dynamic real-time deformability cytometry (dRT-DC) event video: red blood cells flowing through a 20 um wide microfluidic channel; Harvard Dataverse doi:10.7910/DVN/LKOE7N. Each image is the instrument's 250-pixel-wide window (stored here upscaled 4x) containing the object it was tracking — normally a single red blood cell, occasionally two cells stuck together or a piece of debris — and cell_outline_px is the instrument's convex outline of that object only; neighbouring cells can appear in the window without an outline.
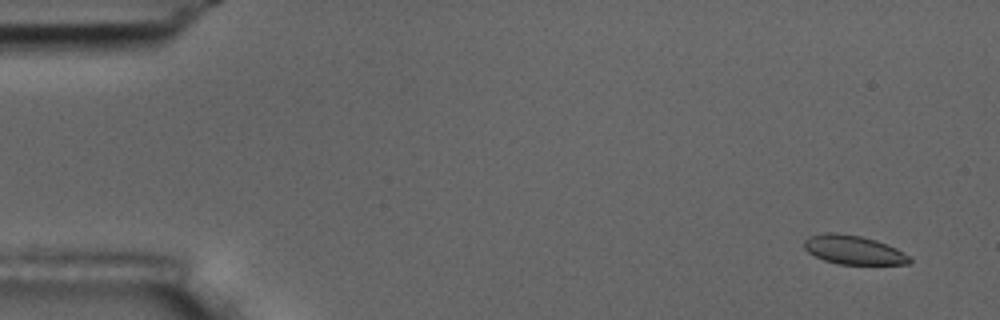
{"species": "common noctule bat (a hibernating species)", "species_latin": "Nyctalus noctula", "temperature_condition": "room temperature", "stored_images_in_passage": 10, "camera_frame_rate_fps": 3000, "um_per_image_px": 0.085, "animal": {"sex": "male", "body_mass_g": 17.5, "forearm_length_mm": 52.3}, "frame": {"image": 1, "passage_image": 1, "time_ms": 0.0, "image_size_px": [1000, 320], "cell_outline_px": [[912, 260], [908, 264], [840, 264], [824, 260], [808, 252], [804, 248], [804, 240], [808, 236], [824, 232], [836, 232], [860, 236], [876, 240], [896, 248], [908, 256]], "centroid_in_image_um": [72.51, 21.23], "position_along_channel_um": 12.5, "area_um2": 17.69}}
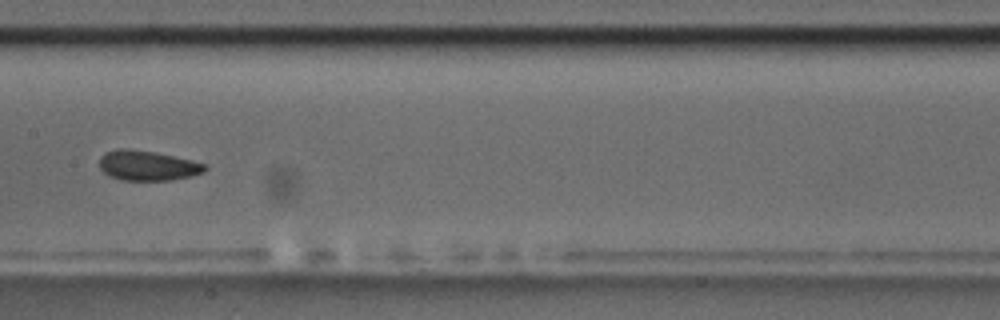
{"frame": {"image": 2, "passage_image": 8, "time_ms": 8.333, "image_size_px": [1000, 320], "cell_outline_px": [[208, 168], [204, 172], [192, 176], [172, 180], [120, 180], [108, 176], [100, 168], [100, 156], [104, 152], [116, 148], [128, 148], [152, 152], [192, 160], [204, 164]], "centroid_in_image_um": [12.51, 14.07], "position_along_channel_um": 194.9, "area_um2": 18.5}}
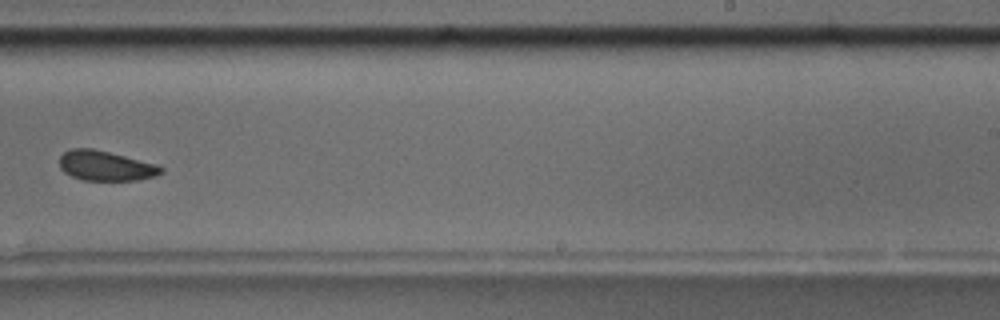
{"frame": {"image": 3, "passage_image": 10, "time_ms": 10.667, "image_size_px": [1000, 320], "cell_outline_px": [[164, 172], [156, 176], [136, 180], [84, 180], [72, 176], [64, 172], [60, 168], [60, 156], [64, 152], [72, 148], [92, 148], [156, 164], [164, 168]], "centroid_in_image_um": [8.98, 14.09], "position_along_channel_um": 280.0, "area_um2": 17.57}}